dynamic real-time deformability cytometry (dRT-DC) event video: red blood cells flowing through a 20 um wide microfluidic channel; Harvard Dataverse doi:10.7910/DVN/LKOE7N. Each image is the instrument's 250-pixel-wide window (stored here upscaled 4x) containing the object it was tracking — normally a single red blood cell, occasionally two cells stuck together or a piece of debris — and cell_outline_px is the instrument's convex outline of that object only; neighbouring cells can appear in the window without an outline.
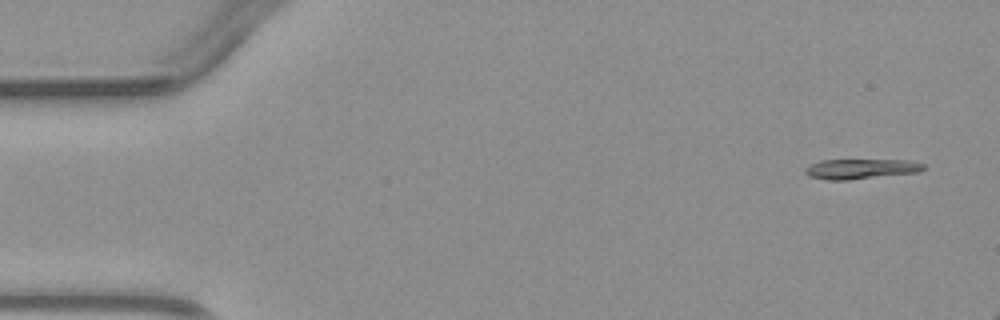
{"species": "common noctule bat (a hibernating species)", "species_latin": "Nyctalus noctula", "temperature_condition": "warm", "stored_images_in_passage": 4, "camera_frame_rate_fps": 3000, "um_per_image_px": 0.085, "animal": {"sex": "male", "body_mass_g": 23.1, "forearm_length_mm": 52.7}, "frame": {"image": 1, "passage_image": 1, "time_ms": 0.0, "image_size_px": [1000, 320], "cell_outline_px": [[924, 168], [920, 172], [848, 180], [824, 180], [808, 176], [804, 172], [804, 168], [820, 160], [908, 160], [924, 164]], "centroid_in_image_um": [73.14, 14.36], "position_along_channel_um": 11.9, "area_um2": 13.87}}
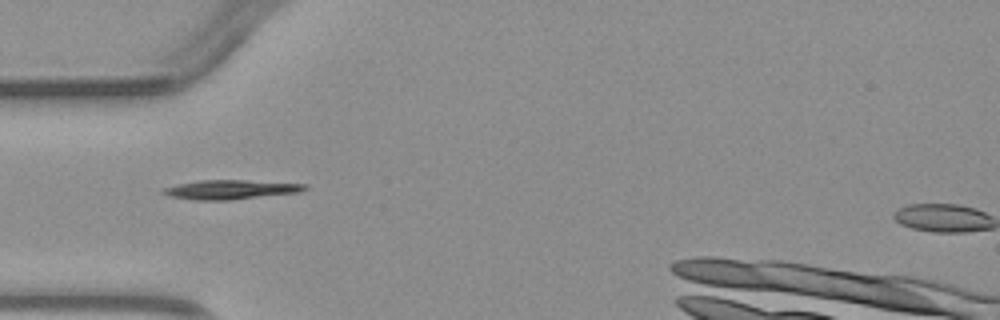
{"frame": {"image": 2, "passage_image": 4, "time_ms": 4.0, "image_size_px": [1000, 320], "cell_outline_px": [[308, 188], [300, 192], [232, 200], [196, 200], [168, 196], [160, 192], [164, 188], [180, 184], [200, 180], [244, 180], [308, 184]], "centroid_in_image_um": [19.63, 16.12], "position_along_channel_um": 65.4, "area_um2": 15.9}}